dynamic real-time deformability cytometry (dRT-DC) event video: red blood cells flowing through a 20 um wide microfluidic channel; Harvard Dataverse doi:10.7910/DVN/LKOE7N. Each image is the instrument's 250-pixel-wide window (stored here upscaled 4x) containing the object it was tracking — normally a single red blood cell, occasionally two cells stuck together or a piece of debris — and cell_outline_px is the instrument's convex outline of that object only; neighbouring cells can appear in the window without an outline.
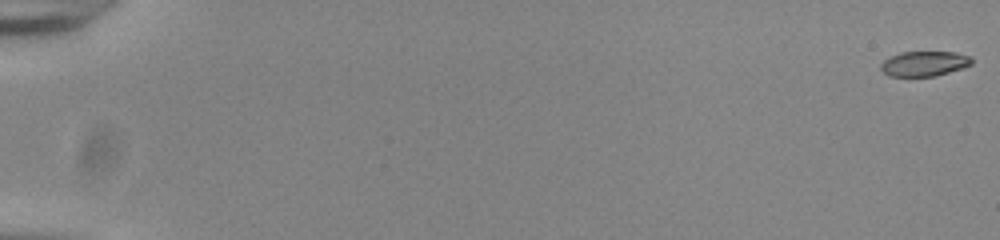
{"species": "common noctule bat (a hibernating species)", "species_latin": "Nyctalus noctula", "temperature_condition": "room temperature", "stored_images_in_passage": 56, "camera_frame_rate_fps": 3000, "um_per_image_px": 0.085, "animal": {"sex": "male", "body_mass_g": 20.0, "forearm_length_mm": 53.3}, "frame": {"image": 1, "passage_image": 1, "time_ms": 0.0, "image_size_px": [1000, 240], "cell_outline_px": [[972, 64], [964, 68], [936, 76], [888, 76], [880, 68], [880, 64], [884, 60], [900, 52], [956, 52], [972, 56]], "centroid_in_image_um": [78.6, 5.41], "position_along_channel_um": 6.4, "area_um2": 13.35}}
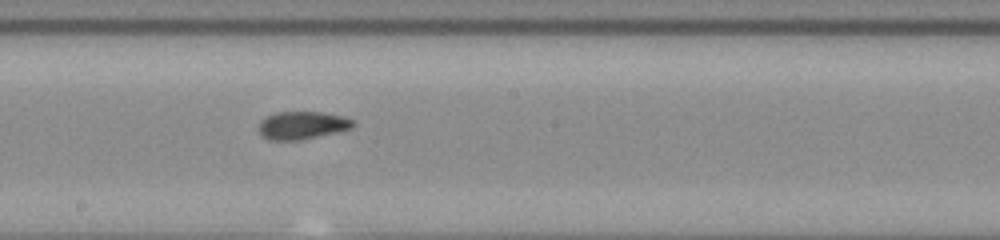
{"frame": {"image": 2, "passage_image": 33, "time_ms": 10.667, "image_size_px": [1000, 240], "cell_outline_px": [[356, 124], [352, 128], [340, 132], [300, 140], [268, 140], [260, 136], [260, 120], [264, 116], [276, 112], [320, 112], [344, 116], [352, 120]], "centroid_in_image_um": [25.69, 10.65], "position_along_channel_um": 222.5, "area_um2": 15.55}}
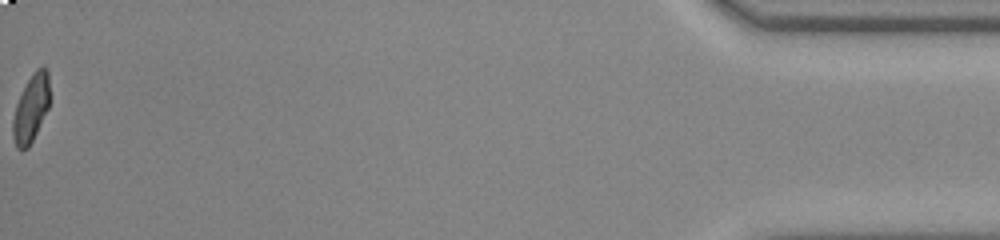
{"frame": {"image": 3, "passage_image": 56, "time_ms": 18.333, "image_size_px": [1000, 240], "cell_outline_px": [[48, 108], [28, 148], [20, 152], [16, 148], [12, 136], [12, 120], [16, 104], [32, 72], [36, 68], [44, 64], [48, 68]], "centroid_in_image_um": [2.61, 9.21], "position_along_channel_um": 432.6, "area_um2": 14.45}, "authors_computed_cell_mechanics": {"area_um2": 14.9413, "velocity_mm_per_s": 3.8844, "shape_relaxation_time_tau1_ms": 8.1841, "shape_relaxation_time_tau2_ms": 1.3982, "deformation_change_tau1": 0.239, "deformation_change_tau2": 0.0676}}